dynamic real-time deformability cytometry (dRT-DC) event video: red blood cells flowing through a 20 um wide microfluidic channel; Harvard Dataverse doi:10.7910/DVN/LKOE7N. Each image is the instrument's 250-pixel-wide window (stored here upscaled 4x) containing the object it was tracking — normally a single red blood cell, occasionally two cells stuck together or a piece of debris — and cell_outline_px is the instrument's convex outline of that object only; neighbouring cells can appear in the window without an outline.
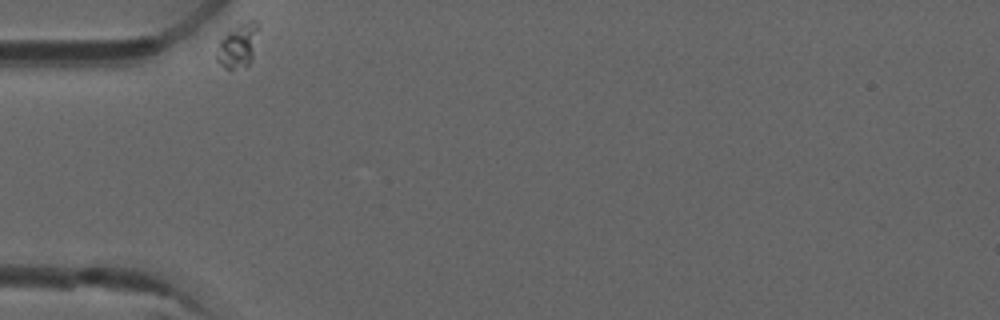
{"species": "common noctule bat (a hibernating species)", "species_latin": "Nyctalus noctula", "temperature_condition": "room temperature", "stored_images_in_passage": 36, "camera_frame_rate_fps": 3000, "um_per_image_px": 0.085, "animal": {"sex": "male", "forearm_length_mm": 52.5}, "frame": {"image": 1, "passage_image": 1, "time_ms": 0.0, "image_size_px": [1000, 320], "cell_outline_px": [[260, 24], [252, 60], [248, 64], [228, 72], [216, 60], [216, 56], [220, 36], [228, 28], [236, 24], [248, 20], [256, 20]], "centroid_in_image_um": [20.21, 3.83], "position_along_channel_um": 64.8, "area_um2": 11.39}}